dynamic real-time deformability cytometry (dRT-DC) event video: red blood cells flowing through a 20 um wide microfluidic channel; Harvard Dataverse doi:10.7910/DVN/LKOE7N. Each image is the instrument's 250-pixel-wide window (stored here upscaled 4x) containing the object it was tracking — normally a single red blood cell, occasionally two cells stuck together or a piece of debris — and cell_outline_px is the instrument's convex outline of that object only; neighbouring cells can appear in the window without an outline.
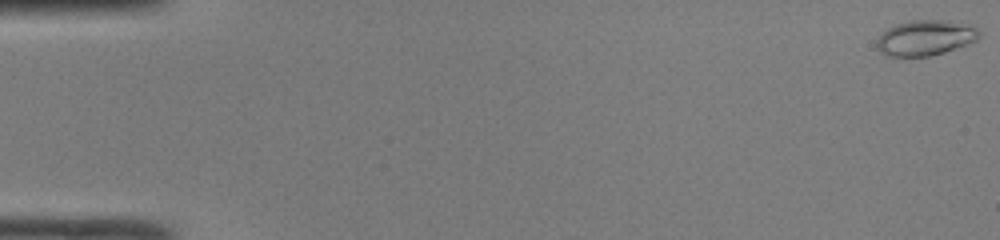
{"species": "common noctule bat (a hibernating species)", "species_latin": "Nyctalus noctula", "temperature_condition": "room temperature", "stored_images_in_passage": 49, "camera_frame_rate_fps": 3000, "um_per_image_px": 0.085, "animal": {"sex": "male", "body_mass_g": 19.0, "forearm_length_mm": 50.8}, "frame": {"image": 1, "passage_image": 1, "time_ms": 0.0, "image_size_px": [1000, 240], "cell_outline_px": [[980, 36], [976, 40], [968, 44], [944, 52], [928, 56], [888, 56], [880, 52], [876, 48], [876, 40], [888, 28], [896, 24], [912, 20], [948, 20], [976, 28], [980, 32]], "centroid_in_image_um": [78.63, 3.22], "position_along_channel_um": 6.4, "area_um2": 20.92}}
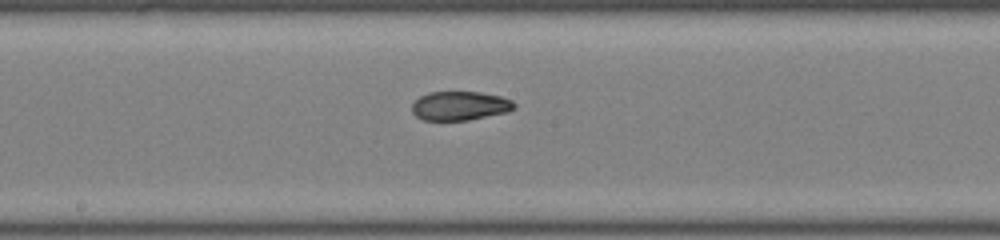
{"frame": {"image": 2, "passage_image": 27, "time_ms": 8.667, "image_size_px": [1000, 240], "cell_outline_px": [[516, 104], [508, 112], [468, 120], [424, 120], [416, 116], [412, 112], [412, 104], [420, 96], [428, 92], [480, 92], [500, 96], [512, 100]], "centroid_in_image_um": [39.08, 8.99], "position_along_channel_um": 209.1, "area_um2": 17.22}}
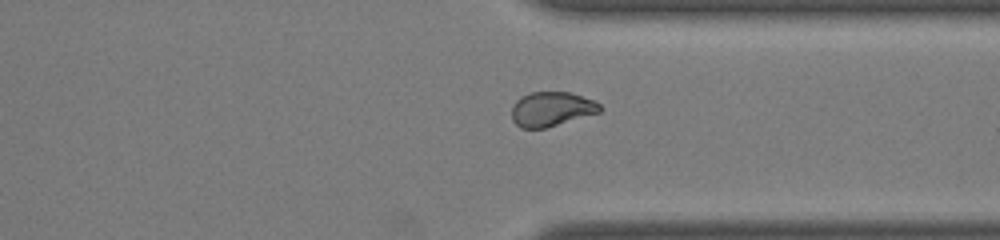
{"frame": {"image": 3, "passage_image": 38, "time_ms": 12.333, "image_size_px": [1000, 240], "cell_outline_px": [[604, 108], [600, 112], [544, 128], [520, 128], [512, 120], [512, 108], [516, 100], [520, 96], [532, 92], [572, 92], [596, 100]], "centroid_in_image_um": [46.9, 9.25], "position_along_channel_um": 364.5, "area_um2": 17.86}, "authors_computed_cell_mechanics": {"area_um2": 18.3226, "velocity_mm_per_s": 4.2175, "shape_relaxation_time_tau1_ms": null, "shape_relaxation_time_tau2_ms": 1.0659, "deformation_change_tau1": null, "deformation_change_tau2": 0.0582}}